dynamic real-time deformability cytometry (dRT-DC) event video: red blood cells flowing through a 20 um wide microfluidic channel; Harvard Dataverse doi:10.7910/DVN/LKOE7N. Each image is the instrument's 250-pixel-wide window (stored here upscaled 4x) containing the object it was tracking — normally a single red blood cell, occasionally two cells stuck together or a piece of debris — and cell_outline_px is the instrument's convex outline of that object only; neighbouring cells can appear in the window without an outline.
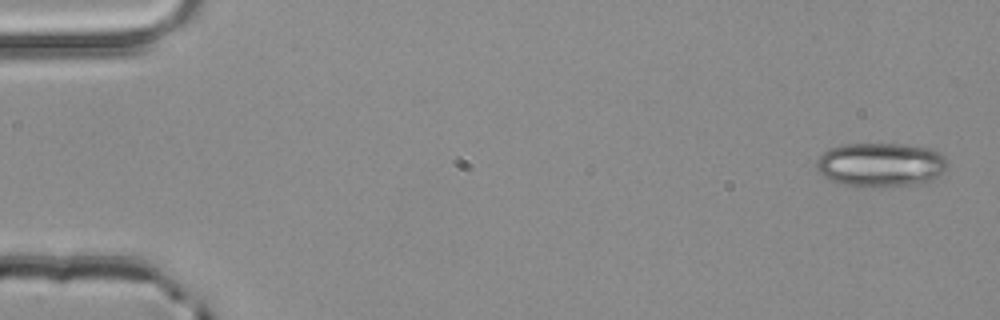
{"species": "common noctule bat (a hibernating species)", "species_latin": "Nyctalus noctula", "temperature_condition": "room temperature", "stored_images_in_passage": 5, "camera_frame_rate_fps": 3000, "um_per_image_px": 0.085, "animal": {"sex": "male", "body_mass_g": 20.4}, "frame": {"image": 1, "passage_image": 1, "time_ms": 0.0, "image_size_px": [1000, 320], "cell_outline_px": [[948, 160], [944, 172], [936, 180], [928, 184], [876, 188], [860, 188], [844, 184], [832, 180], [824, 176], [816, 168], [816, 160], [824, 152], [832, 148], [844, 144], [900, 144], [928, 148], [944, 156]], "centroid_in_image_um": [74.91, 14.05], "position_along_channel_um": 10.1, "area_um2": 34.33}}